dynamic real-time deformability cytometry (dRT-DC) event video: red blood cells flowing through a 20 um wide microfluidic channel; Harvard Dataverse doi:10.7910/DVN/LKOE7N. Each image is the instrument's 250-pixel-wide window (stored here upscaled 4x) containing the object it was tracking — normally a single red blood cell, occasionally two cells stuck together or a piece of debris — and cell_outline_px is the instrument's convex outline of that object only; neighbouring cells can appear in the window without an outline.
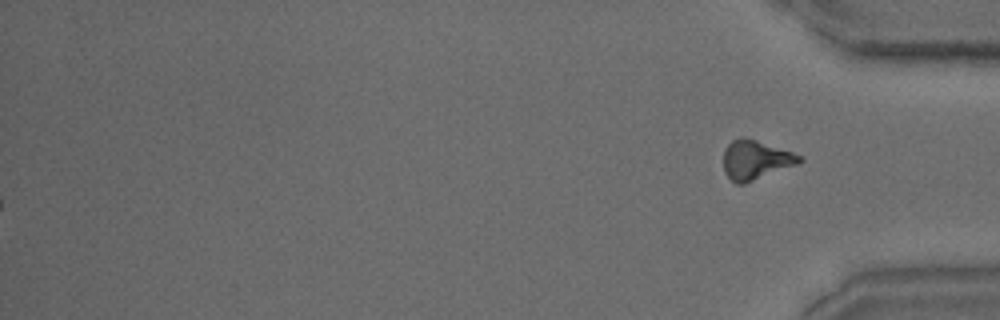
{"species": "common noctule bat (a hibernating species)", "species_latin": "Nyctalus noctula", "temperature_condition": "warm", "stored_images_in_passage": 40, "segment_of_instrument_passage": [2, 2], "camera_frame_rate_fps": 3000, "um_per_image_px": 0.085, "animal": {"sex": "male", "body_mass_g": 15.6}, "frame": {"image": 1, "passage_image": 40, "time_ms": 13.0, "image_size_px": [1000, 320], "cell_outline_px": [[804, 160], [800, 164], [744, 184], [736, 184], [724, 172], [724, 152], [728, 144], [732, 140], [740, 136], [756, 140], [792, 152], [800, 156]], "centroid_in_image_um": [64.24, 13.6], "position_along_channel_um": 371.0, "area_um2": 17.4}}